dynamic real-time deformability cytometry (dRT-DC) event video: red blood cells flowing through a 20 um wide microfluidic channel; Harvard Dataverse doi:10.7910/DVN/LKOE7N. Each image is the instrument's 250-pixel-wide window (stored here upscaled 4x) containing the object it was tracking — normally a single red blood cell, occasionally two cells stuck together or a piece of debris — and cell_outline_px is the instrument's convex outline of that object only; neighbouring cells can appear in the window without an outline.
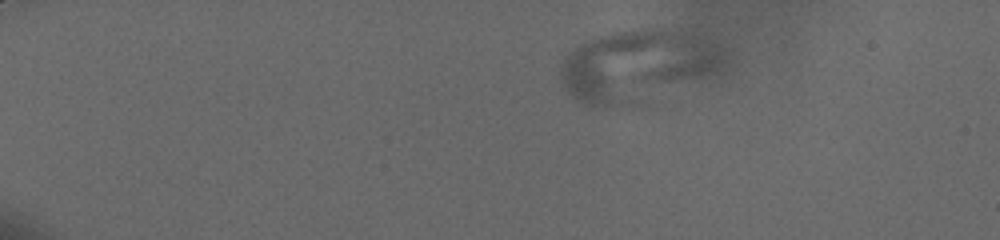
{"species": "human", "species_latin": "Homo sapiens", "temperature_condition": "cold", "stored_images_in_passage": 14, "camera_frame_rate_fps": 3000, "um_per_image_px": 0.085, "donor": {"sex": "male"}, "frame": {"image": 1, "passage_image": 3, "time_ms": 2.333, "image_size_px": [1000, 240], "cell_outline_px": [[720, 64], [716, 68], [704, 76], [648, 108], [604, 108], [584, 104], [576, 100], [568, 92], [560, 76], [560, 72], [564, 60], [572, 48], [584, 40], [592, 36], [612, 32], [644, 28], [692, 32], [704, 36], [720, 60]], "centroid_in_image_um": [54.04, 5.69], "position_along_channel_um": 31.0, "area_um2": 69.53}}